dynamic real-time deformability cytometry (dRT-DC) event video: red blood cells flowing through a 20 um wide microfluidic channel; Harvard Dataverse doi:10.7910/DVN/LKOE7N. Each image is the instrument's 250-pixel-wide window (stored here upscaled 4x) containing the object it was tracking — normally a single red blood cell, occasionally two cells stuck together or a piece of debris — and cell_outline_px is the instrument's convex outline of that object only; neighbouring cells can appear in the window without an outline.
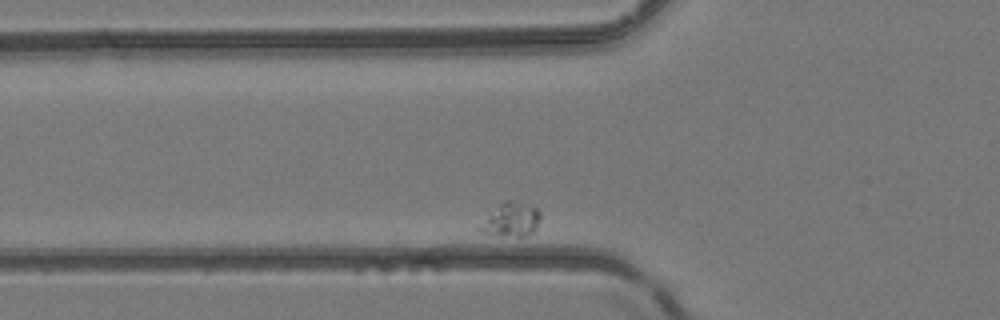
{"species": "common noctule bat (a hibernating species)", "species_latin": "Nyctalus noctula", "temperature_condition": "room temperature", "stored_images_in_passage": 8, "camera_frame_rate_fps": 3000, "um_per_image_px": 0.085, "animal": {"sex": "female", "body_mass_g": 24.6, "forearm_length_mm": 56.2}, "frame": {"image": 1, "passage_image": 4, "time_ms": 1.0, "image_size_px": [1000, 320], "cell_outline_px": [[540, 220], [536, 228], [532, 232], [524, 236], [496, 236], [480, 232], [476, 228], [504, 200], [516, 200], [536, 208], [540, 212]], "centroid_in_image_um": [43.44, 18.69], "position_along_channel_um": 82.4, "area_um2": 11.91}}
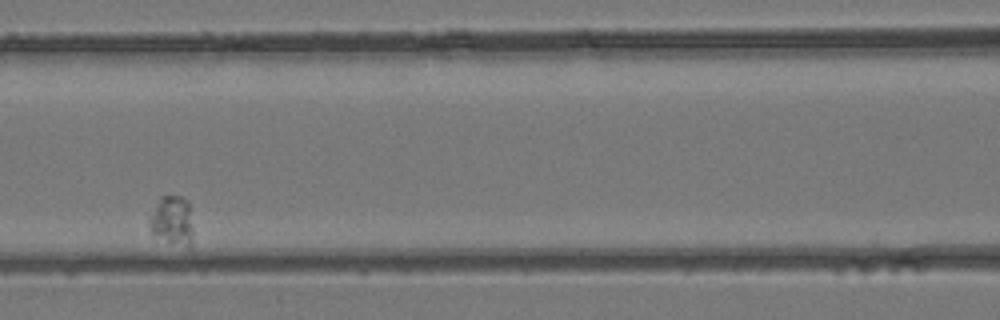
{"frame": {"image": 2, "passage_image": 6, "time_ms": 1.667, "image_size_px": [1000, 320], "cell_outline_px": [[192, 244], [188, 248], [168, 244], [152, 232], [148, 224], [148, 216], [160, 196], [180, 196], [188, 204], [192, 228]], "centroid_in_image_um": [14.6, 18.8], "position_along_channel_um": 152.0, "area_um2": 12.77}}
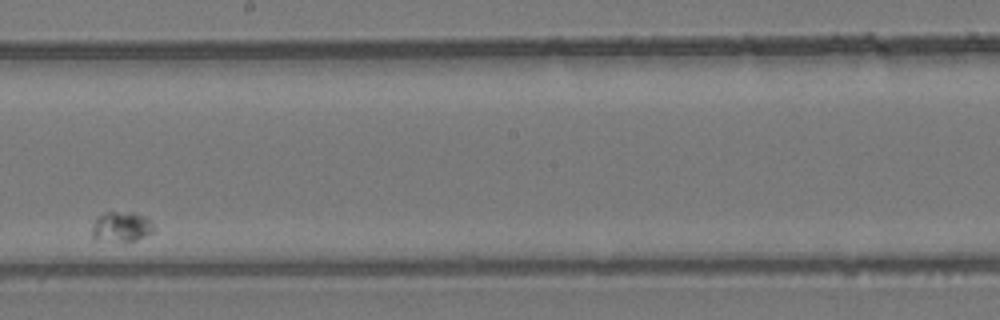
{"frame": {"image": 3, "passage_image": 8, "time_ms": 2.333, "image_size_px": [1000, 320], "cell_outline_px": [[156, 232], [136, 240], [124, 244], [92, 240], [92, 228], [96, 216], [104, 212], [136, 212], [152, 220], [156, 228]], "centroid_in_image_um": [10.34, 19.32], "position_along_channel_um": 237.9, "area_um2": 11.79}}